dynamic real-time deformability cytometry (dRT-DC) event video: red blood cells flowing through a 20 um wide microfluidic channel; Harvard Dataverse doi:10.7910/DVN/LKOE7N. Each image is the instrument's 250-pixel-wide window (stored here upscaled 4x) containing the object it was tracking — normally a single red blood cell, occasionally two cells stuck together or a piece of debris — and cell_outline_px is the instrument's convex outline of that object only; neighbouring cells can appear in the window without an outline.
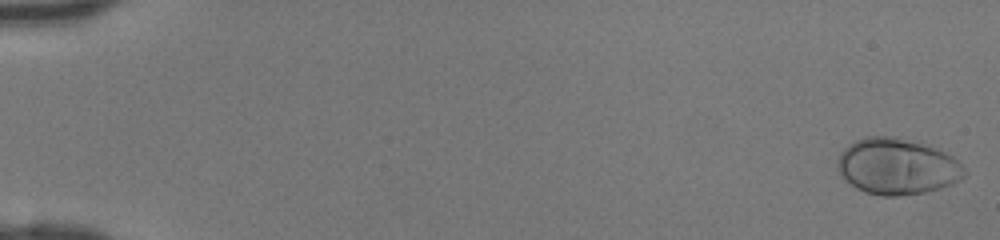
{"species": "human", "species_latin": "Homo sapiens", "temperature_condition": "room temperature", "stored_images_in_passage": 16, "camera_frame_rate_fps": 3000, "um_per_image_px": 0.085, "donor": {"sex": "female"}, "frame": {"image": 1, "passage_image": 1, "time_ms": 0.0, "image_size_px": [1000, 240], "cell_outline_px": [[968, 172], [960, 180], [952, 184], [940, 188], [924, 192], [896, 196], [880, 196], [864, 192], [856, 188], [844, 180], [840, 172], [836, 160], [840, 152], [848, 144], [864, 136], [896, 136], [924, 140], [952, 156]], "centroid_in_image_um": [76.26, 14.11], "position_along_channel_um": 8.7, "area_um2": 42.43}}
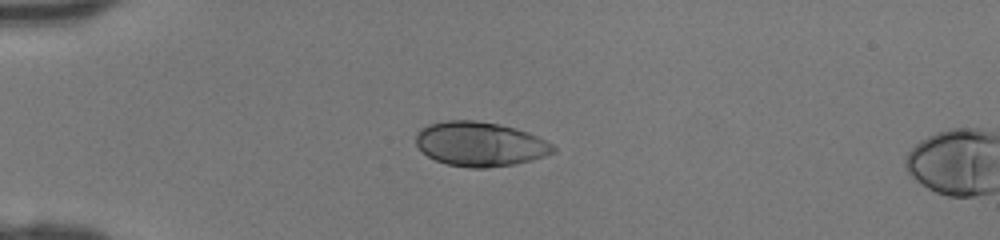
{"frame": {"image": 2, "passage_image": 13, "time_ms": 4.0, "image_size_px": [1000, 240], "cell_outline_px": [[556, 152], [532, 160], [516, 164], [488, 168], [468, 168], [448, 164], [436, 160], [428, 156], [416, 144], [416, 132], [428, 124], [444, 120], [476, 120], [500, 124], [516, 128], [528, 132], [552, 144], [556, 148]], "centroid_in_image_um": [40.81, 12.24], "position_along_channel_um": 44.2, "area_um2": 35.72}}